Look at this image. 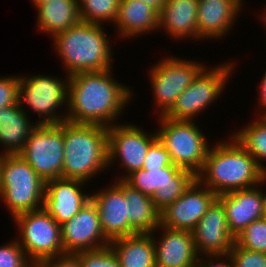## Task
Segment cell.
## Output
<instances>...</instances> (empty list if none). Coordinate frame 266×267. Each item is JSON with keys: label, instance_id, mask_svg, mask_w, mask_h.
Listing matches in <instances>:
<instances>
[{"label": "cell", "instance_id": "cell-15", "mask_svg": "<svg viewBox=\"0 0 266 267\" xmlns=\"http://www.w3.org/2000/svg\"><path fill=\"white\" fill-rule=\"evenodd\" d=\"M217 195L197 179L172 204L160 212V225L192 232Z\"/></svg>", "mask_w": 266, "mask_h": 267}, {"label": "cell", "instance_id": "cell-32", "mask_svg": "<svg viewBox=\"0 0 266 267\" xmlns=\"http://www.w3.org/2000/svg\"><path fill=\"white\" fill-rule=\"evenodd\" d=\"M81 267H121L110 245L97 249L75 253Z\"/></svg>", "mask_w": 266, "mask_h": 267}, {"label": "cell", "instance_id": "cell-6", "mask_svg": "<svg viewBox=\"0 0 266 267\" xmlns=\"http://www.w3.org/2000/svg\"><path fill=\"white\" fill-rule=\"evenodd\" d=\"M64 78L46 73L30 77L29 74L20 75L19 105L25 112L33 110V114L35 112L40 117L35 121L37 124H59L66 121L70 75L65 74ZM62 108L66 112L63 113Z\"/></svg>", "mask_w": 266, "mask_h": 267}, {"label": "cell", "instance_id": "cell-5", "mask_svg": "<svg viewBox=\"0 0 266 267\" xmlns=\"http://www.w3.org/2000/svg\"><path fill=\"white\" fill-rule=\"evenodd\" d=\"M45 181L18 154H1L0 200L10 214L43 208Z\"/></svg>", "mask_w": 266, "mask_h": 267}, {"label": "cell", "instance_id": "cell-29", "mask_svg": "<svg viewBox=\"0 0 266 267\" xmlns=\"http://www.w3.org/2000/svg\"><path fill=\"white\" fill-rule=\"evenodd\" d=\"M119 6L120 0H78L79 17L92 24H114Z\"/></svg>", "mask_w": 266, "mask_h": 267}, {"label": "cell", "instance_id": "cell-17", "mask_svg": "<svg viewBox=\"0 0 266 267\" xmlns=\"http://www.w3.org/2000/svg\"><path fill=\"white\" fill-rule=\"evenodd\" d=\"M198 255L228 254L235 238L229 231L225 208L216 198L192 231Z\"/></svg>", "mask_w": 266, "mask_h": 267}, {"label": "cell", "instance_id": "cell-36", "mask_svg": "<svg viewBox=\"0 0 266 267\" xmlns=\"http://www.w3.org/2000/svg\"><path fill=\"white\" fill-rule=\"evenodd\" d=\"M20 76H0V109L18 103Z\"/></svg>", "mask_w": 266, "mask_h": 267}, {"label": "cell", "instance_id": "cell-7", "mask_svg": "<svg viewBox=\"0 0 266 267\" xmlns=\"http://www.w3.org/2000/svg\"><path fill=\"white\" fill-rule=\"evenodd\" d=\"M157 136L168 150L174 165L197 175L212 146L205 132L194 120H174L164 116L157 117Z\"/></svg>", "mask_w": 266, "mask_h": 267}, {"label": "cell", "instance_id": "cell-22", "mask_svg": "<svg viewBox=\"0 0 266 267\" xmlns=\"http://www.w3.org/2000/svg\"><path fill=\"white\" fill-rule=\"evenodd\" d=\"M113 25L120 39L146 36L149 32L158 31L159 13L140 0H120L119 11Z\"/></svg>", "mask_w": 266, "mask_h": 267}, {"label": "cell", "instance_id": "cell-1", "mask_svg": "<svg viewBox=\"0 0 266 267\" xmlns=\"http://www.w3.org/2000/svg\"><path fill=\"white\" fill-rule=\"evenodd\" d=\"M112 70L70 75L67 122L97 124L107 128L118 123L134 97L129 86L114 79Z\"/></svg>", "mask_w": 266, "mask_h": 267}, {"label": "cell", "instance_id": "cell-28", "mask_svg": "<svg viewBox=\"0 0 266 267\" xmlns=\"http://www.w3.org/2000/svg\"><path fill=\"white\" fill-rule=\"evenodd\" d=\"M181 168L167 166L159 169H140L129 174L124 181L144 195L152 197L155 192L166 184H175V174Z\"/></svg>", "mask_w": 266, "mask_h": 267}, {"label": "cell", "instance_id": "cell-35", "mask_svg": "<svg viewBox=\"0 0 266 267\" xmlns=\"http://www.w3.org/2000/svg\"><path fill=\"white\" fill-rule=\"evenodd\" d=\"M167 166H176L173 164L168 150L157 138L149 147L142 169H159Z\"/></svg>", "mask_w": 266, "mask_h": 267}, {"label": "cell", "instance_id": "cell-27", "mask_svg": "<svg viewBox=\"0 0 266 267\" xmlns=\"http://www.w3.org/2000/svg\"><path fill=\"white\" fill-rule=\"evenodd\" d=\"M236 130L231 135L249 152L266 174V165L262 164L266 161V118L256 117Z\"/></svg>", "mask_w": 266, "mask_h": 267}, {"label": "cell", "instance_id": "cell-31", "mask_svg": "<svg viewBox=\"0 0 266 267\" xmlns=\"http://www.w3.org/2000/svg\"><path fill=\"white\" fill-rule=\"evenodd\" d=\"M235 243L249 251L266 253V218L245 227L235 237Z\"/></svg>", "mask_w": 266, "mask_h": 267}, {"label": "cell", "instance_id": "cell-3", "mask_svg": "<svg viewBox=\"0 0 266 267\" xmlns=\"http://www.w3.org/2000/svg\"><path fill=\"white\" fill-rule=\"evenodd\" d=\"M105 26L80 20L53 39L55 53L67 75L113 68L112 41ZM112 64V65H111Z\"/></svg>", "mask_w": 266, "mask_h": 267}, {"label": "cell", "instance_id": "cell-4", "mask_svg": "<svg viewBox=\"0 0 266 267\" xmlns=\"http://www.w3.org/2000/svg\"><path fill=\"white\" fill-rule=\"evenodd\" d=\"M63 178L92 181L109 169L108 128L63 122ZM105 169V170H104ZM99 173V174H98Z\"/></svg>", "mask_w": 266, "mask_h": 267}, {"label": "cell", "instance_id": "cell-14", "mask_svg": "<svg viewBox=\"0 0 266 267\" xmlns=\"http://www.w3.org/2000/svg\"><path fill=\"white\" fill-rule=\"evenodd\" d=\"M94 191L91 200L98 208L100 226L110 242L138 233L129 224L128 201L123 193V180L113 179L106 187L96 193Z\"/></svg>", "mask_w": 266, "mask_h": 267}, {"label": "cell", "instance_id": "cell-10", "mask_svg": "<svg viewBox=\"0 0 266 267\" xmlns=\"http://www.w3.org/2000/svg\"><path fill=\"white\" fill-rule=\"evenodd\" d=\"M15 236L28 259L36 266L40 261L64 255L61 226L43 208L13 217Z\"/></svg>", "mask_w": 266, "mask_h": 267}, {"label": "cell", "instance_id": "cell-43", "mask_svg": "<svg viewBox=\"0 0 266 267\" xmlns=\"http://www.w3.org/2000/svg\"><path fill=\"white\" fill-rule=\"evenodd\" d=\"M264 218H266V191H265V215Z\"/></svg>", "mask_w": 266, "mask_h": 267}, {"label": "cell", "instance_id": "cell-25", "mask_svg": "<svg viewBox=\"0 0 266 267\" xmlns=\"http://www.w3.org/2000/svg\"><path fill=\"white\" fill-rule=\"evenodd\" d=\"M35 9L38 30L51 38L80 21L78 0H50Z\"/></svg>", "mask_w": 266, "mask_h": 267}, {"label": "cell", "instance_id": "cell-13", "mask_svg": "<svg viewBox=\"0 0 266 267\" xmlns=\"http://www.w3.org/2000/svg\"><path fill=\"white\" fill-rule=\"evenodd\" d=\"M61 241L65 254L97 250L109 245L110 241L100 226L98 208L92 200L61 225Z\"/></svg>", "mask_w": 266, "mask_h": 267}, {"label": "cell", "instance_id": "cell-18", "mask_svg": "<svg viewBox=\"0 0 266 267\" xmlns=\"http://www.w3.org/2000/svg\"><path fill=\"white\" fill-rule=\"evenodd\" d=\"M157 233L160 235L158 236ZM152 236L155 244L156 267H196L199 255L192 232L160 225L152 232Z\"/></svg>", "mask_w": 266, "mask_h": 267}, {"label": "cell", "instance_id": "cell-23", "mask_svg": "<svg viewBox=\"0 0 266 267\" xmlns=\"http://www.w3.org/2000/svg\"><path fill=\"white\" fill-rule=\"evenodd\" d=\"M19 102L0 109V154H18L25 146L31 131L37 125Z\"/></svg>", "mask_w": 266, "mask_h": 267}, {"label": "cell", "instance_id": "cell-30", "mask_svg": "<svg viewBox=\"0 0 266 267\" xmlns=\"http://www.w3.org/2000/svg\"><path fill=\"white\" fill-rule=\"evenodd\" d=\"M195 180L196 175L193 172L181 168L175 174V184L159 187L152 196L154 206L161 212L177 200Z\"/></svg>", "mask_w": 266, "mask_h": 267}, {"label": "cell", "instance_id": "cell-42", "mask_svg": "<svg viewBox=\"0 0 266 267\" xmlns=\"http://www.w3.org/2000/svg\"><path fill=\"white\" fill-rule=\"evenodd\" d=\"M264 11H262V15H260V20H262V22L265 24L264 26H266V8H263ZM264 13V14H263ZM266 28V27H265ZM266 30V29H265Z\"/></svg>", "mask_w": 266, "mask_h": 267}, {"label": "cell", "instance_id": "cell-8", "mask_svg": "<svg viewBox=\"0 0 266 267\" xmlns=\"http://www.w3.org/2000/svg\"><path fill=\"white\" fill-rule=\"evenodd\" d=\"M235 59L214 67L206 66L193 80L192 84L181 93L172 108L164 115L168 119L174 120H194L203 110L209 109L219 99L226 90L230 76L235 71ZM212 67V68H211ZM234 69V70H233ZM233 71V72H232ZM228 82V83H227ZM208 106V107H207Z\"/></svg>", "mask_w": 266, "mask_h": 267}, {"label": "cell", "instance_id": "cell-26", "mask_svg": "<svg viewBox=\"0 0 266 267\" xmlns=\"http://www.w3.org/2000/svg\"><path fill=\"white\" fill-rule=\"evenodd\" d=\"M123 193L128 201L129 224L138 233H152L160 226V211L154 206L152 197L144 195L123 180Z\"/></svg>", "mask_w": 266, "mask_h": 267}, {"label": "cell", "instance_id": "cell-39", "mask_svg": "<svg viewBox=\"0 0 266 267\" xmlns=\"http://www.w3.org/2000/svg\"><path fill=\"white\" fill-rule=\"evenodd\" d=\"M258 87L260 90L258 91V103H257V109H260V113H255L256 117H266V69L262 76L261 83ZM263 110V111H262Z\"/></svg>", "mask_w": 266, "mask_h": 267}, {"label": "cell", "instance_id": "cell-41", "mask_svg": "<svg viewBox=\"0 0 266 267\" xmlns=\"http://www.w3.org/2000/svg\"><path fill=\"white\" fill-rule=\"evenodd\" d=\"M30 1H32L34 7L36 8V7H38L39 5H41V4L45 3V2H48V1H50V0H30Z\"/></svg>", "mask_w": 266, "mask_h": 267}, {"label": "cell", "instance_id": "cell-12", "mask_svg": "<svg viewBox=\"0 0 266 267\" xmlns=\"http://www.w3.org/2000/svg\"><path fill=\"white\" fill-rule=\"evenodd\" d=\"M157 138L156 131L153 134H149V131L146 133L143 128L131 122H119L108 127L109 169L111 166L114 167V162L117 161L120 169H125L124 175L120 173L121 175L115 179L124 180L132 172L142 169L148 149Z\"/></svg>", "mask_w": 266, "mask_h": 267}, {"label": "cell", "instance_id": "cell-2", "mask_svg": "<svg viewBox=\"0 0 266 267\" xmlns=\"http://www.w3.org/2000/svg\"><path fill=\"white\" fill-rule=\"evenodd\" d=\"M229 136L230 140L223 138L209 148L204 165L196 175V179L217 196L266 184V174L257 161Z\"/></svg>", "mask_w": 266, "mask_h": 267}, {"label": "cell", "instance_id": "cell-40", "mask_svg": "<svg viewBox=\"0 0 266 267\" xmlns=\"http://www.w3.org/2000/svg\"><path fill=\"white\" fill-rule=\"evenodd\" d=\"M140 1L153 7L158 13H160L161 9L165 6L167 0H140Z\"/></svg>", "mask_w": 266, "mask_h": 267}, {"label": "cell", "instance_id": "cell-33", "mask_svg": "<svg viewBox=\"0 0 266 267\" xmlns=\"http://www.w3.org/2000/svg\"><path fill=\"white\" fill-rule=\"evenodd\" d=\"M0 267H35L28 259L19 242L11 238L10 242L0 246Z\"/></svg>", "mask_w": 266, "mask_h": 267}, {"label": "cell", "instance_id": "cell-19", "mask_svg": "<svg viewBox=\"0 0 266 267\" xmlns=\"http://www.w3.org/2000/svg\"><path fill=\"white\" fill-rule=\"evenodd\" d=\"M261 187L262 184L217 196L225 208L229 231L234 238L250 223L264 218L265 191Z\"/></svg>", "mask_w": 266, "mask_h": 267}, {"label": "cell", "instance_id": "cell-21", "mask_svg": "<svg viewBox=\"0 0 266 267\" xmlns=\"http://www.w3.org/2000/svg\"><path fill=\"white\" fill-rule=\"evenodd\" d=\"M199 0H167L159 13V32L174 40H200L197 28Z\"/></svg>", "mask_w": 266, "mask_h": 267}, {"label": "cell", "instance_id": "cell-38", "mask_svg": "<svg viewBox=\"0 0 266 267\" xmlns=\"http://www.w3.org/2000/svg\"><path fill=\"white\" fill-rule=\"evenodd\" d=\"M35 267H81L75 254H64L40 261Z\"/></svg>", "mask_w": 266, "mask_h": 267}, {"label": "cell", "instance_id": "cell-24", "mask_svg": "<svg viewBox=\"0 0 266 267\" xmlns=\"http://www.w3.org/2000/svg\"><path fill=\"white\" fill-rule=\"evenodd\" d=\"M121 267H156L152 233H137L109 243Z\"/></svg>", "mask_w": 266, "mask_h": 267}, {"label": "cell", "instance_id": "cell-20", "mask_svg": "<svg viewBox=\"0 0 266 267\" xmlns=\"http://www.w3.org/2000/svg\"><path fill=\"white\" fill-rule=\"evenodd\" d=\"M243 2L244 0H199L197 28L200 40H221L229 35L234 22L240 18Z\"/></svg>", "mask_w": 266, "mask_h": 267}, {"label": "cell", "instance_id": "cell-37", "mask_svg": "<svg viewBox=\"0 0 266 267\" xmlns=\"http://www.w3.org/2000/svg\"><path fill=\"white\" fill-rule=\"evenodd\" d=\"M196 267H234L228 254L199 255Z\"/></svg>", "mask_w": 266, "mask_h": 267}, {"label": "cell", "instance_id": "cell-9", "mask_svg": "<svg viewBox=\"0 0 266 267\" xmlns=\"http://www.w3.org/2000/svg\"><path fill=\"white\" fill-rule=\"evenodd\" d=\"M163 58L148 69L157 117L164 116L172 108L177 97L206 67L204 62L183 57L169 55Z\"/></svg>", "mask_w": 266, "mask_h": 267}, {"label": "cell", "instance_id": "cell-16", "mask_svg": "<svg viewBox=\"0 0 266 267\" xmlns=\"http://www.w3.org/2000/svg\"><path fill=\"white\" fill-rule=\"evenodd\" d=\"M86 184L81 180L62 177L46 181L43 209L61 226L91 200V193L87 194L86 189L82 188Z\"/></svg>", "mask_w": 266, "mask_h": 267}, {"label": "cell", "instance_id": "cell-34", "mask_svg": "<svg viewBox=\"0 0 266 267\" xmlns=\"http://www.w3.org/2000/svg\"><path fill=\"white\" fill-rule=\"evenodd\" d=\"M229 255L234 267H266V253L249 251L236 243L230 249Z\"/></svg>", "mask_w": 266, "mask_h": 267}, {"label": "cell", "instance_id": "cell-11", "mask_svg": "<svg viewBox=\"0 0 266 267\" xmlns=\"http://www.w3.org/2000/svg\"><path fill=\"white\" fill-rule=\"evenodd\" d=\"M46 182L63 178V122L37 124L18 153Z\"/></svg>", "mask_w": 266, "mask_h": 267}]
</instances>
